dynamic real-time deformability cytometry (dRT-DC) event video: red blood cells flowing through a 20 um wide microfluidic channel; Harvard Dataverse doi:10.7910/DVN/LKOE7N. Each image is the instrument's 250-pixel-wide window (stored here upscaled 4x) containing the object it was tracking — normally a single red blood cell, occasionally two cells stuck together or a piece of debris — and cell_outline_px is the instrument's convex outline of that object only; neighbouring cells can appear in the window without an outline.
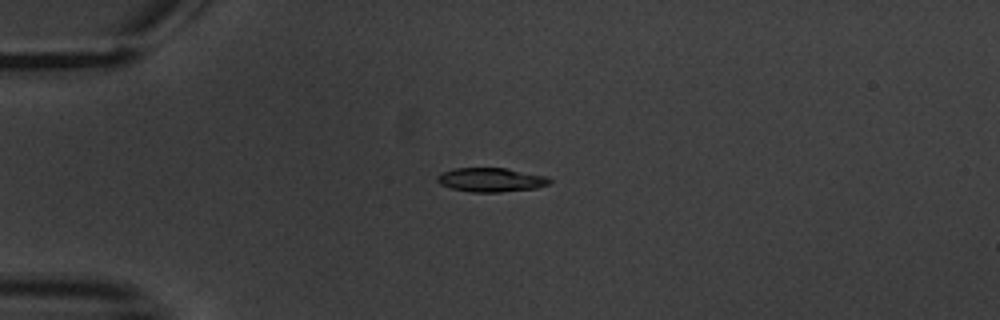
{"species": "common noctule bat (a hibernating species)", "species_latin": "Nyctalus noctula", "temperature_condition": "warm", "stored_images_in_passage": 3, "camera_frame_rate_fps": 3000, "um_per_image_px": 0.085, "animal": {"sex": "male", "body_mass_g": 20.1, "forearm_length_mm": 53.5}, "frame": {"image": 1, "passage_image": 1, "time_ms": 0.0, "image_size_px": [1000, 320], "cell_outline_px": [[552, 180], [548, 184], [536, 188], [500, 192], [472, 192], [452, 188], [440, 184], [436, 180], [436, 176], [440, 172], [456, 168], [504, 168], [548, 176]], "centroid_in_image_um": [41.72, 15.28], "position_along_channel_um": 43.3, "area_um2": 15.72}}